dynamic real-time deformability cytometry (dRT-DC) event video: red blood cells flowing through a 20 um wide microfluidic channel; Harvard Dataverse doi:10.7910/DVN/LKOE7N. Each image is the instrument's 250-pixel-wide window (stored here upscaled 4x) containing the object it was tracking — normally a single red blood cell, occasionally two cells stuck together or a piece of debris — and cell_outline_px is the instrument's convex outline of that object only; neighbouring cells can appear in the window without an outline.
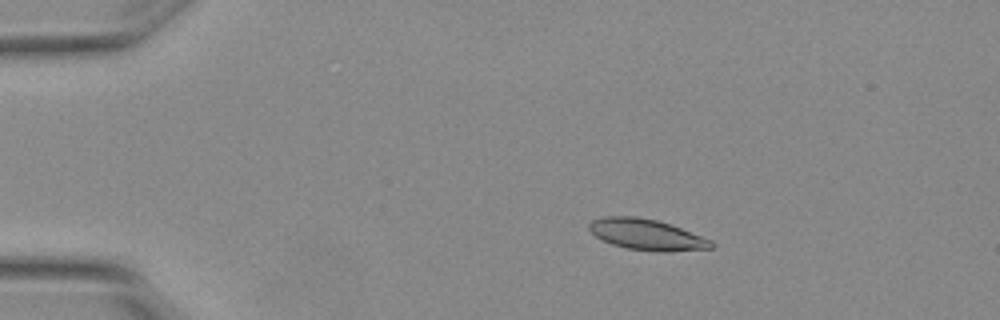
{"species": "Egyptian fruit bat (a non-hibernating species)", "species_latin": "Rousettus aegyptiacus", "temperature_condition": "warm", "stored_images_in_passage": 6, "camera_frame_rate_fps": 3000, "um_per_image_px": 0.085, "animal": {"sex": "female"}, "frame": {"image": 1, "passage_image": 3, "time_ms": 0.667, "image_size_px": [1000, 320], "cell_outline_px": [[716, 244], [712, 248], [664, 252], [656, 252], [628, 248], [612, 244], [596, 236], [588, 228], [588, 224], [592, 220], [604, 216], [636, 216], [656, 220], [680, 228], [712, 240]], "centroid_in_image_um": [54.97, 19.94], "position_along_channel_um": 30.0, "area_um2": 21.85}}
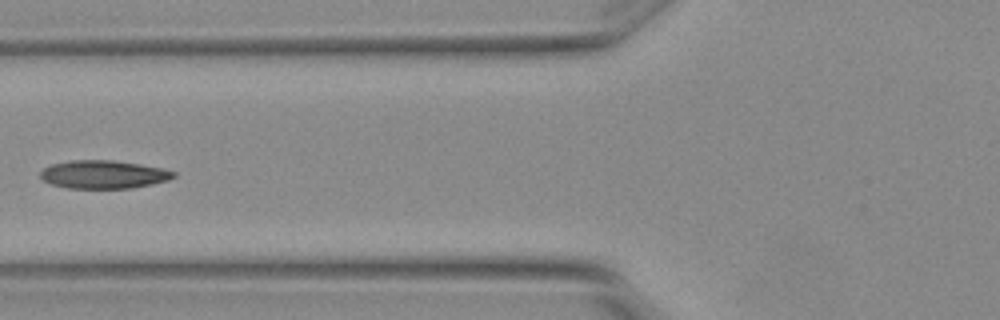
{"frame": {"image": 2, "passage_image": 5, "time_ms": 1.333, "image_size_px": [1000, 320], "cell_outline_px": [[176, 176], [168, 180], [152, 184], [132, 188], [68, 188], [52, 184], [44, 180], [40, 176], [40, 172], [44, 168], [52, 164], [72, 160], [112, 160], [140, 164], [160, 168], [176, 172]], "centroid_in_image_um": [8.81, 14.83], "position_along_channel_um": 117.0, "area_um2": 21.73}}
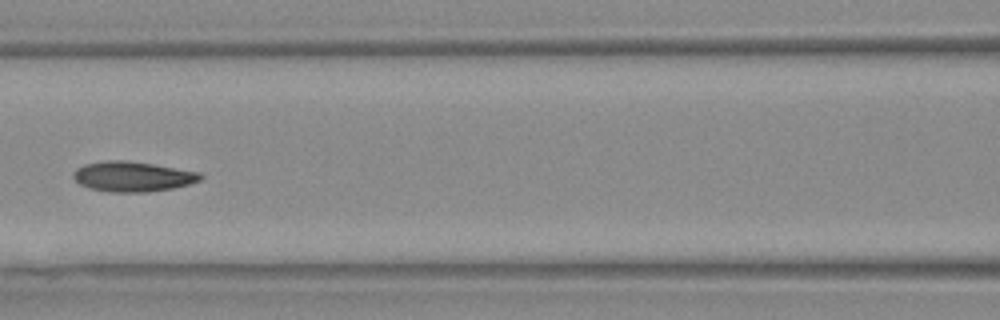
{"frame": {"image": 3, "passage_image": 6, "time_ms": 1.667, "image_size_px": [1000, 320], "cell_outline_px": [[204, 176], [200, 180], [188, 184], [172, 188], [148, 192], [108, 192], [88, 188], [80, 184], [72, 176], [76, 168], [84, 164], [104, 160], [128, 160], [200, 172]], "centroid_in_image_um": [11.25, 15.0], "position_along_channel_um": 155.4, "area_um2": 22.37}}